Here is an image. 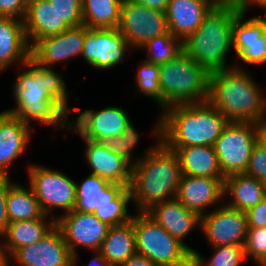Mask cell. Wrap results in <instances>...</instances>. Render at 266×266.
I'll return each instance as SVG.
<instances>
[{"instance_id": "6da1fadb", "label": "cell", "mask_w": 266, "mask_h": 266, "mask_svg": "<svg viewBox=\"0 0 266 266\" xmlns=\"http://www.w3.org/2000/svg\"><path fill=\"white\" fill-rule=\"evenodd\" d=\"M22 68L24 70L20 73L19 67V74L12 85L16 106L5 111L28 126L35 121L55 130L69 129L70 113L80 108L69 107L70 94L63 76L53 67L38 65L31 58Z\"/></svg>"}, {"instance_id": "7a4b0ae2", "label": "cell", "mask_w": 266, "mask_h": 266, "mask_svg": "<svg viewBox=\"0 0 266 266\" xmlns=\"http://www.w3.org/2000/svg\"><path fill=\"white\" fill-rule=\"evenodd\" d=\"M154 125L152 134L156 142L132 167L130 189L138 212L175 199L182 177L178 155L161 141V117Z\"/></svg>"}, {"instance_id": "3957f363", "label": "cell", "mask_w": 266, "mask_h": 266, "mask_svg": "<svg viewBox=\"0 0 266 266\" xmlns=\"http://www.w3.org/2000/svg\"><path fill=\"white\" fill-rule=\"evenodd\" d=\"M233 66L211 72L208 102L229 121L257 123L266 119L265 93L245 67Z\"/></svg>"}, {"instance_id": "277c9868", "label": "cell", "mask_w": 266, "mask_h": 266, "mask_svg": "<svg viewBox=\"0 0 266 266\" xmlns=\"http://www.w3.org/2000/svg\"><path fill=\"white\" fill-rule=\"evenodd\" d=\"M160 117L161 141L167 147L214 146L229 123L209 102L175 104Z\"/></svg>"}, {"instance_id": "5b68a950", "label": "cell", "mask_w": 266, "mask_h": 266, "mask_svg": "<svg viewBox=\"0 0 266 266\" xmlns=\"http://www.w3.org/2000/svg\"><path fill=\"white\" fill-rule=\"evenodd\" d=\"M244 1L218 2L204 17L199 28L183 41V50L210 73L234 66L227 63L233 48V19Z\"/></svg>"}, {"instance_id": "8992f818", "label": "cell", "mask_w": 266, "mask_h": 266, "mask_svg": "<svg viewBox=\"0 0 266 266\" xmlns=\"http://www.w3.org/2000/svg\"><path fill=\"white\" fill-rule=\"evenodd\" d=\"M159 70L161 112L175 104L208 102L211 73L184 50Z\"/></svg>"}, {"instance_id": "52a82bcc", "label": "cell", "mask_w": 266, "mask_h": 266, "mask_svg": "<svg viewBox=\"0 0 266 266\" xmlns=\"http://www.w3.org/2000/svg\"><path fill=\"white\" fill-rule=\"evenodd\" d=\"M136 251L156 266H192V253L145 212H136Z\"/></svg>"}, {"instance_id": "ba28073f", "label": "cell", "mask_w": 266, "mask_h": 266, "mask_svg": "<svg viewBox=\"0 0 266 266\" xmlns=\"http://www.w3.org/2000/svg\"><path fill=\"white\" fill-rule=\"evenodd\" d=\"M29 186L38 199L43 213L54 219V209L66 214L76 205V181L66 174L41 164H29L27 167Z\"/></svg>"}, {"instance_id": "9c48e42d", "label": "cell", "mask_w": 266, "mask_h": 266, "mask_svg": "<svg viewBox=\"0 0 266 266\" xmlns=\"http://www.w3.org/2000/svg\"><path fill=\"white\" fill-rule=\"evenodd\" d=\"M256 144V123L229 121L214 144L222 173H244Z\"/></svg>"}, {"instance_id": "30bf717a", "label": "cell", "mask_w": 266, "mask_h": 266, "mask_svg": "<svg viewBox=\"0 0 266 266\" xmlns=\"http://www.w3.org/2000/svg\"><path fill=\"white\" fill-rule=\"evenodd\" d=\"M117 29L137 51L150 39L169 32L166 13L126 0L121 4Z\"/></svg>"}, {"instance_id": "8fae6325", "label": "cell", "mask_w": 266, "mask_h": 266, "mask_svg": "<svg viewBox=\"0 0 266 266\" xmlns=\"http://www.w3.org/2000/svg\"><path fill=\"white\" fill-rule=\"evenodd\" d=\"M59 215L56 227L61 231L64 241L74 256V266H77L79 258L77 246L84 247L92 253L99 251L110 226L100 221L93 213L72 210Z\"/></svg>"}, {"instance_id": "7c38bea8", "label": "cell", "mask_w": 266, "mask_h": 266, "mask_svg": "<svg viewBox=\"0 0 266 266\" xmlns=\"http://www.w3.org/2000/svg\"><path fill=\"white\" fill-rule=\"evenodd\" d=\"M249 8L243 6L233 19V49L240 63L246 65L266 64V18H245Z\"/></svg>"}, {"instance_id": "4fadbf2b", "label": "cell", "mask_w": 266, "mask_h": 266, "mask_svg": "<svg viewBox=\"0 0 266 266\" xmlns=\"http://www.w3.org/2000/svg\"><path fill=\"white\" fill-rule=\"evenodd\" d=\"M132 48L117 28H88L82 57L89 66L101 70L117 67Z\"/></svg>"}, {"instance_id": "5bb4252c", "label": "cell", "mask_w": 266, "mask_h": 266, "mask_svg": "<svg viewBox=\"0 0 266 266\" xmlns=\"http://www.w3.org/2000/svg\"><path fill=\"white\" fill-rule=\"evenodd\" d=\"M222 204V205H221ZM201 216L200 230L211 247L244 246L247 235V216L244 211L223 203Z\"/></svg>"}, {"instance_id": "9a60e30c", "label": "cell", "mask_w": 266, "mask_h": 266, "mask_svg": "<svg viewBox=\"0 0 266 266\" xmlns=\"http://www.w3.org/2000/svg\"><path fill=\"white\" fill-rule=\"evenodd\" d=\"M76 120H70L69 133L72 130L82 139L106 144L107 141L120 136L126 125L131 121L125 108L120 106H107L100 110H84L79 112Z\"/></svg>"}, {"instance_id": "2e32d148", "label": "cell", "mask_w": 266, "mask_h": 266, "mask_svg": "<svg viewBox=\"0 0 266 266\" xmlns=\"http://www.w3.org/2000/svg\"><path fill=\"white\" fill-rule=\"evenodd\" d=\"M85 25L70 27L62 33L38 40L30 50V58L38 65L52 67L82 55Z\"/></svg>"}, {"instance_id": "e0dca14e", "label": "cell", "mask_w": 266, "mask_h": 266, "mask_svg": "<svg viewBox=\"0 0 266 266\" xmlns=\"http://www.w3.org/2000/svg\"><path fill=\"white\" fill-rule=\"evenodd\" d=\"M10 257L19 266H74V256L57 227L38 242L16 249Z\"/></svg>"}, {"instance_id": "ac0fdd59", "label": "cell", "mask_w": 266, "mask_h": 266, "mask_svg": "<svg viewBox=\"0 0 266 266\" xmlns=\"http://www.w3.org/2000/svg\"><path fill=\"white\" fill-rule=\"evenodd\" d=\"M132 201L130 187L108 182L102 177L88 174L81 184L76 182L74 210L93 213L105 205H128Z\"/></svg>"}, {"instance_id": "d6986e66", "label": "cell", "mask_w": 266, "mask_h": 266, "mask_svg": "<svg viewBox=\"0 0 266 266\" xmlns=\"http://www.w3.org/2000/svg\"><path fill=\"white\" fill-rule=\"evenodd\" d=\"M145 213L163 227L172 237L182 243L191 253L195 249L183 240L196 227H201V216L187 209L176 198L152 205Z\"/></svg>"}, {"instance_id": "ffe728a7", "label": "cell", "mask_w": 266, "mask_h": 266, "mask_svg": "<svg viewBox=\"0 0 266 266\" xmlns=\"http://www.w3.org/2000/svg\"><path fill=\"white\" fill-rule=\"evenodd\" d=\"M224 179L182 175L176 199L202 216L207 213L208 207L217 205L224 197Z\"/></svg>"}, {"instance_id": "44dd1931", "label": "cell", "mask_w": 266, "mask_h": 266, "mask_svg": "<svg viewBox=\"0 0 266 266\" xmlns=\"http://www.w3.org/2000/svg\"><path fill=\"white\" fill-rule=\"evenodd\" d=\"M85 141V160L90 168V174L102 177L111 183L130 187L132 166L113 152L106 144L88 139Z\"/></svg>"}, {"instance_id": "7402d4cb", "label": "cell", "mask_w": 266, "mask_h": 266, "mask_svg": "<svg viewBox=\"0 0 266 266\" xmlns=\"http://www.w3.org/2000/svg\"><path fill=\"white\" fill-rule=\"evenodd\" d=\"M217 3L216 0H169L166 10L169 32L184 41Z\"/></svg>"}, {"instance_id": "603a6c76", "label": "cell", "mask_w": 266, "mask_h": 266, "mask_svg": "<svg viewBox=\"0 0 266 266\" xmlns=\"http://www.w3.org/2000/svg\"><path fill=\"white\" fill-rule=\"evenodd\" d=\"M31 128L13 114L0 112V175H10L9 166L28 146Z\"/></svg>"}, {"instance_id": "cb8c5ba5", "label": "cell", "mask_w": 266, "mask_h": 266, "mask_svg": "<svg viewBox=\"0 0 266 266\" xmlns=\"http://www.w3.org/2000/svg\"><path fill=\"white\" fill-rule=\"evenodd\" d=\"M30 50L23 20L0 16V73L15 63L26 64Z\"/></svg>"}, {"instance_id": "d4e9b609", "label": "cell", "mask_w": 266, "mask_h": 266, "mask_svg": "<svg viewBox=\"0 0 266 266\" xmlns=\"http://www.w3.org/2000/svg\"><path fill=\"white\" fill-rule=\"evenodd\" d=\"M30 48L40 39L62 33L70 27L62 20L48 0H39L27 6L23 19Z\"/></svg>"}, {"instance_id": "484cf974", "label": "cell", "mask_w": 266, "mask_h": 266, "mask_svg": "<svg viewBox=\"0 0 266 266\" xmlns=\"http://www.w3.org/2000/svg\"><path fill=\"white\" fill-rule=\"evenodd\" d=\"M178 155L182 175L225 178L214 146L168 147Z\"/></svg>"}, {"instance_id": "4316f807", "label": "cell", "mask_w": 266, "mask_h": 266, "mask_svg": "<svg viewBox=\"0 0 266 266\" xmlns=\"http://www.w3.org/2000/svg\"><path fill=\"white\" fill-rule=\"evenodd\" d=\"M225 205L246 212L266 197V184L244 173H235L224 179Z\"/></svg>"}, {"instance_id": "83f0119b", "label": "cell", "mask_w": 266, "mask_h": 266, "mask_svg": "<svg viewBox=\"0 0 266 266\" xmlns=\"http://www.w3.org/2000/svg\"><path fill=\"white\" fill-rule=\"evenodd\" d=\"M43 215L39 219L10 222L1 236L4 247L11 255L16 249L38 242L56 227V219Z\"/></svg>"}, {"instance_id": "f1b7e54d", "label": "cell", "mask_w": 266, "mask_h": 266, "mask_svg": "<svg viewBox=\"0 0 266 266\" xmlns=\"http://www.w3.org/2000/svg\"><path fill=\"white\" fill-rule=\"evenodd\" d=\"M113 266H120L136 254L133 221L110 226L106 238L98 251Z\"/></svg>"}, {"instance_id": "f546056e", "label": "cell", "mask_w": 266, "mask_h": 266, "mask_svg": "<svg viewBox=\"0 0 266 266\" xmlns=\"http://www.w3.org/2000/svg\"><path fill=\"white\" fill-rule=\"evenodd\" d=\"M7 213L10 222L39 219L44 215L32 188L16 182L7 193Z\"/></svg>"}, {"instance_id": "4dcf8cb0", "label": "cell", "mask_w": 266, "mask_h": 266, "mask_svg": "<svg viewBox=\"0 0 266 266\" xmlns=\"http://www.w3.org/2000/svg\"><path fill=\"white\" fill-rule=\"evenodd\" d=\"M123 0H83V25L88 28H117Z\"/></svg>"}, {"instance_id": "1f68e13d", "label": "cell", "mask_w": 266, "mask_h": 266, "mask_svg": "<svg viewBox=\"0 0 266 266\" xmlns=\"http://www.w3.org/2000/svg\"><path fill=\"white\" fill-rule=\"evenodd\" d=\"M139 50L146 51V61L161 65L174 59L183 51V41L168 32L167 34L150 39Z\"/></svg>"}, {"instance_id": "d6a6232c", "label": "cell", "mask_w": 266, "mask_h": 266, "mask_svg": "<svg viewBox=\"0 0 266 266\" xmlns=\"http://www.w3.org/2000/svg\"><path fill=\"white\" fill-rule=\"evenodd\" d=\"M212 249L214 253L208 260L195 250L192 253V266H241L246 259L244 246H214Z\"/></svg>"}, {"instance_id": "836d02e7", "label": "cell", "mask_w": 266, "mask_h": 266, "mask_svg": "<svg viewBox=\"0 0 266 266\" xmlns=\"http://www.w3.org/2000/svg\"><path fill=\"white\" fill-rule=\"evenodd\" d=\"M135 76V89L137 93L153 100L161 108V90L159 86V65L144 59L138 65Z\"/></svg>"}, {"instance_id": "e575fe53", "label": "cell", "mask_w": 266, "mask_h": 266, "mask_svg": "<svg viewBox=\"0 0 266 266\" xmlns=\"http://www.w3.org/2000/svg\"><path fill=\"white\" fill-rule=\"evenodd\" d=\"M139 136V132L134 127V124L130 121L126 125L125 130L122 132V134L120 136L110 138L107 141L106 145L133 167L141 158L137 156V158L135 159L132 155V153H134L135 147L139 142Z\"/></svg>"}, {"instance_id": "d590c367", "label": "cell", "mask_w": 266, "mask_h": 266, "mask_svg": "<svg viewBox=\"0 0 266 266\" xmlns=\"http://www.w3.org/2000/svg\"><path fill=\"white\" fill-rule=\"evenodd\" d=\"M69 27L83 25V0H48Z\"/></svg>"}, {"instance_id": "8d00e7d4", "label": "cell", "mask_w": 266, "mask_h": 266, "mask_svg": "<svg viewBox=\"0 0 266 266\" xmlns=\"http://www.w3.org/2000/svg\"><path fill=\"white\" fill-rule=\"evenodd\" d=\"M244 250L246 258L256 263L266 253V228H247Z\"/></svg>"}, {"instance_id": "74e56055", "label": "cell", "mask_w": 266, "mask_h": 266, "mask_svg": "<svg viewBox=\"0 0 266 266\" xmlns=\"http://www.w3.org/2000/svg\"><path fill=\"white\" fill-rule=\"evenodd\" d=\"M93 214L109 226L125 224L132 220L133 215L128 213V205H105L98 207Z\"/></svg>"}, {"instance_id": "f35d334b", "label": "cell", "mask_w": 266, "mask_h": 266, "mask_svg": "<svg viewBox=\"0 0 266 266\" xmlns=\"http://www.w3.org/2000/svg\"><path fill=\"white\" fill-rule=\"evenodd\" d=\"M244 174L254 177L266 184V149L258 143L253 147L250 160Z\"/></svg>"}, {"instance_id": "ab89813d", "label": "cell", "mask_w": 266, "mask_h": 266, "mask_svg": "<svg viewBox=\"0 0 266 266\" xmlns=\"http://www.w3.org/2000/svg\"><path fill=\"white\" fill-rule=\"evenodd\" d=\"M10 178V175H0V237L6 232L10 224L7 213V193L15 183Z\"/></svg>"}, {"instance_id": "60d3db41", "label": "cell", "mask_w": 266, "mask_h": 266, "mask_svg": "<svg viewBox=\"0 0 266 266\" xmlns=\"http://www.w3.org/2000/svg\"><path fill=\"white\" fill-rule=\"evenodd\" d=\"M26 9L24 0H0V16L23 20Z\"/></svg>"}, {"instance_id": "b9f144b4", "label": "cell", "mask_w": 266, "mask_h": 266, "mask_svg": "<svg viewBox=\"0 0 266 266\" xmlns=\"http://www.w3.org/2000/svg\"><path fill=\"white\" fill-rule=\"evenodd\" d=\"M247 227L266 228V197L256 206L251 207L246 212Z\"/></svg>"}, {"instance_id": "7bdbcfd3", "label": "cell", "mask_w": 266, "mask_h": 266, "mask_svg": "<svg viewBox=\"0 0 266 266\" xmlns=\"http://www.w3.org/2000/svg\"><path fill=\"white\" fill-rule=\"evenodd\" d=\"M166 13L169 0H126Z\"/></svg>"}, {"instance_id": "ee69618b", "label": "cell", "mask_w": 266, "mask_h": 266, "mask_svg": "<svg viewBox=\"0 0 266 266\" xmlns=\"http://www.w3.org/2000/svg\"><path fill=\"white\" fill-rule=\"evenodd\" d=\"M120 266H156V265L147 257L136 253Z\"/></svg>"}, {"instance_id": "f6af8a7d", "label": "cell", "mask_w": 266, "mask_h": 266, "mask_svg": "<svg viewBox=\"0 0 266 266\" xmlns=\"http://www.w3.org/2000/svg\"><path fill=\"white\" fill-rule=\"evenodd\" d=\"M257 143L266 149V119L256 123Z\"/></svg>"}, {"instance_id": "bcb514c9", "label": "cell", "mask_w": 266, "mask_h": 266, "mask_svg": "<svg viewBox=\"0 0 266 266\" xmlns=\"http://www.w3.org/2000/svg\"><path fill=\"white\" fill-rule=\"evenodd\" d=\"M1 241L0 237V266H12L10 254Z\"/></svg>"}, {"instance_id": "7dc6e473", "label": "cell", "mask_w": 266, "mask_h": 266, "mask_svg": "<svg viewBox=\"0 0 266 266\" xmlns=\"http://www.w3.org/2000/svg\"><path fill=\"white\" fill-rule=\"evenodd\" d=\"M94 253L95 256L91 259L88 266H113L98 251Z\"/></svg>"}, {"instance_id": "c3c4849f", "label": "cell", "mask_w": 266, "mask_h": 266, "mask_svg": "<svg viewBox=\"0 0 266 266\" xmlns=\"http://www.w3.org/2000/svg\"><path fill=\"white\" fill-rule=\"evenodd\" d=\"M244 3L248 8L256 5V7L263 8L265 10L264 12H266V0H244ZM264 17L266 18V13Z\"/></svg>"}, {"instance_id": "681fc988", "label": "cell", "mask_w": 266, "mask_h": 266, "mask_svg": "<svg viewBox=\"0 0 266 266\" xmlns=\"http://www.w3.org/2000/svg\"><path fill=\"white\" fill-rule=\"evenodd\" d=\"M258 266H266V253L256 262Z\"/></svg>"}, {"instance_id": "f907efd6", "label": "cell", "mask_w": 266, "mask_h": 266, "mask_svg": "<svg viewBox=\"0 0 266 266\" xmlns=\"http://www.w3.org/2000/svg\"><path fill=\"white\" fill-rule=\"evenodd\" d=\"M217 2H235V1H244V0H216Z\"/></svg>"}, {"instance_id": "816d5d0a", "label": "cell", "mask_w": 266, "mask_h": 266, "mask_svg": "<svg viewBox=\"0 0 266 266\" xmlns=\"http://www.w3.org/2000/svg\"><path fill=\"white\" fill-rule=\"evenodd\" d=\"M35 1H39V0H24L26 6H28L30 3L35 2Z\"/></svg>"}]
</instances>
